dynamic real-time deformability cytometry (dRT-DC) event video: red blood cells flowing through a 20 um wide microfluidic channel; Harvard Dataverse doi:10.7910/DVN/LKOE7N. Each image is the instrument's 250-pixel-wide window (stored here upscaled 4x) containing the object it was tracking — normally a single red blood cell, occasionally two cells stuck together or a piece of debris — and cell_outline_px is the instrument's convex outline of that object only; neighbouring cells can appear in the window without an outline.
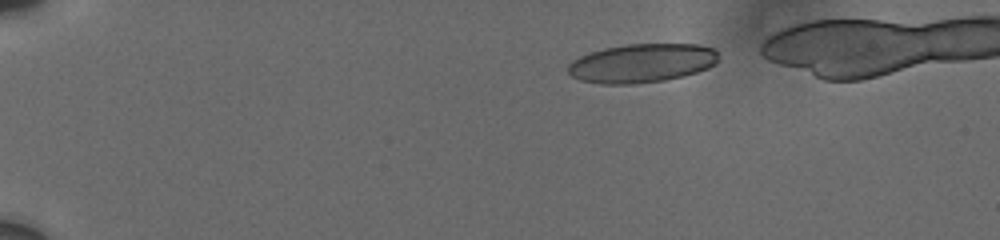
{"species": "human", "species_latin": "Homo sapiens", "temperature_condition": "cold", "stored_images_in_passage": 10, "camera_frame_rate_fps": 3000, "um_per_image_px": 0.085, "donor": {"sex": "male"}, "frame": {"image": 1, "passage_image": 1, "time_ms": 0.0, "image_size_px": [1000, 240], "cell_outline_px": [[716, 64], [708, 68], [696, 72], [664, 80], [632, 84], [600, 84], [580, 80], [572, 76], [568, 72], [568, 64], [572, 60], [588, 52], [604, 48], [624, 44], [696, 44], [712, 48], [716, 52]], "centroid_in_image_um": [54.5, 5.36], "position_along_channel_um": 30.5, "area_um2": 33.99}}
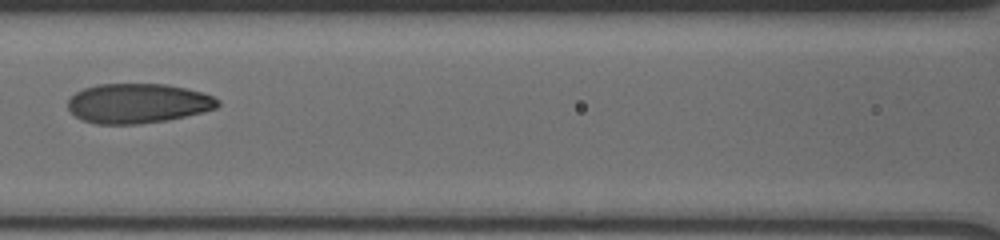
{"frame": {"image": 2, "passage_image": 7, "time_ms": 6.0, "image_size_px": [1000, 240], "cell_outline_px": [[220, 104], [216, 108], [204, 112], [168, 120], [140, 124], [96, 124], [84, 120], [76, 116], [68, 108], [68, 100], [76, 92], [84, 88], [96, 84], [168, 84], [200, 92], [212, 96], [220, 100]], "centroid_in_image_um": [11.73, 8.79], "position_along_channel_um": 154.9, "area_um2": 34.68}}
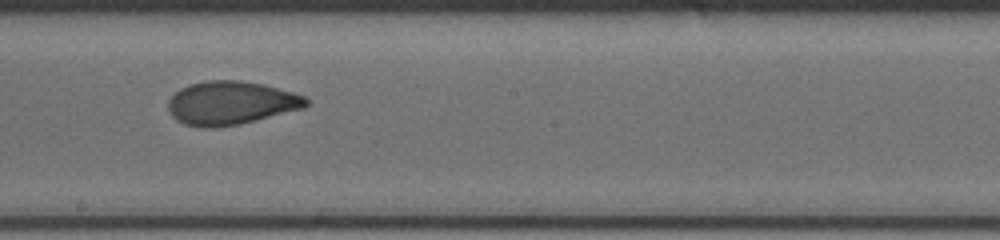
{"frame": {"image": 3, "passage_image": 9, "time_ms": 8.0, "image_size_px": [1000, 240], "cell_outline_px": [[308, 104], [304, 108], [240, 124], [216, 128], [204, 128], [184, 124], [176, 120], [172, 116], [168, 108], [168, 100], [180, 88], [188, 84], [208, 80], [240, 80], [264, 84], [292, 92], [304, 96], [308, 100]], "centroid_in_image_um": [19.6, 8.75], "position_along_channel_um": 228.6, "area_um2": 35.08}}